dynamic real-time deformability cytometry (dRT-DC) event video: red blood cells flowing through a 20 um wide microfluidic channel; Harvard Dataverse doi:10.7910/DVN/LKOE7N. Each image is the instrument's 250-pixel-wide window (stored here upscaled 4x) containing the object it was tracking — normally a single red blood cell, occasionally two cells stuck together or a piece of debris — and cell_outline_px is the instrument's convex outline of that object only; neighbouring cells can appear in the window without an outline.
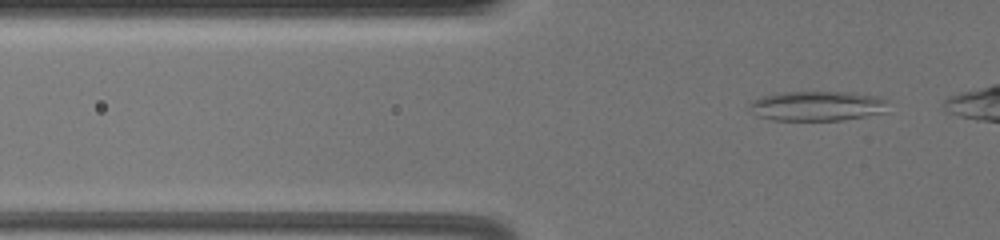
{"species": "common noctule bat (a hibernating species)", "species_latin": "Nyctalus noctula", "temperature_condition": "warm", "stored_images_in_passage": 40, "camera_frame_rate_fps": 3000, "um_per_image_px": 0.085, "animal": {"sex": "female", "body_mass_g": 19.5, "forearm_length_mm": 54.1}, "frame": {"image": 1, "passage_image": 5, "time_ms": 1.333, "image_size_px": [1000, 240], "cell_outline_px": [[884, 112], [864, 116], [840, 120], [772, 120], [760, 116], [748, 104], [752, 100], [764, 96], [788, 92], [852, 92], [876, 96], [884, 100]], "centroid_in_image_um": [69.44, 9.0], "position_along_channel_um": 56.4, "area_um2": 23.41}}
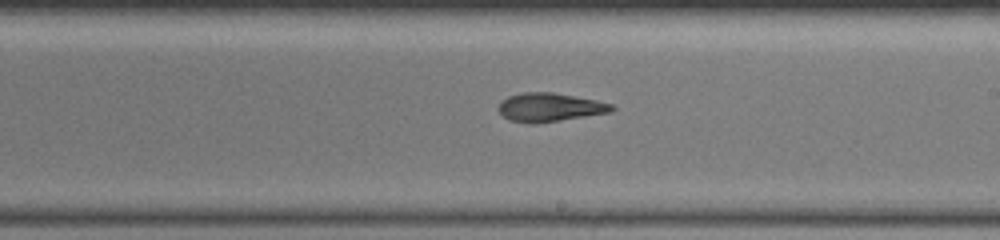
{"frame": {"image": 2, "passage_image": 23, "time_ms": 7.333, "image_size_px": [1000, 240], "cell_outline_px": [[616, 108], [612, 112], [560, 120], [532, 124], [528, 124], [508, 120], [496, 108], [500, 100], [508, 96], [520, 92], [552, 92], [596, 100], [612, 104]], "centroid_in_image_um": [46.68, 9.12], "position_along_channel_um": 242.3, "area_um2": 19.07}}
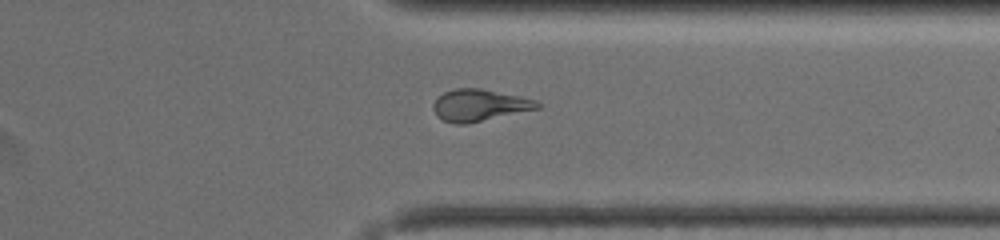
{"frame": {"image": 3, "passage_image": 34, "time_ms": 11.0, "image_size_px": [1000, 240], "cell_outline_px": [[540, 108], [468, 124], [452, 124], [436, 116], [432, 108], [432, 104], [436, 96], [444, 92], [456, 88], [480, 88], [520, 96], [536, 100], [540, 104]], "centroid_in_image_um": [40.7, 8.95], "position_along_channel_um": 370.7, "area_um2": 19.54}}